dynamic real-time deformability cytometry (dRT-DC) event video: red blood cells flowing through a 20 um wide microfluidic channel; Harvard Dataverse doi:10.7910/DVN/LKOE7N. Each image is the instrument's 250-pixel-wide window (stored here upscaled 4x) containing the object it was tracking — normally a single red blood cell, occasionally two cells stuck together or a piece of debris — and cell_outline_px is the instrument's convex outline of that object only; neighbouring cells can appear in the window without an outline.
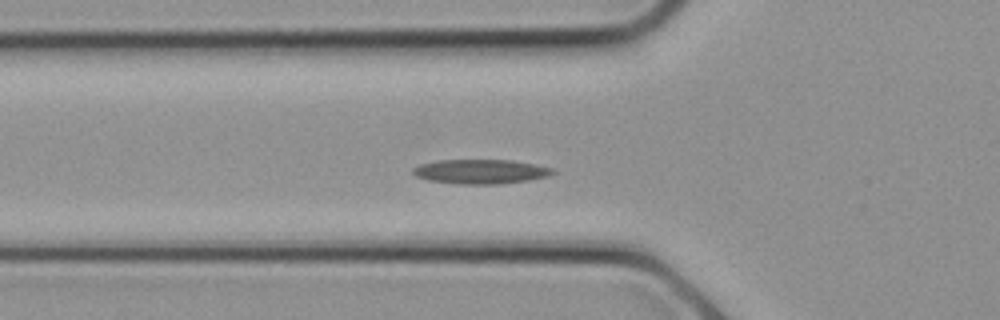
{"species": "common noctule bat (a hibernating species)", "species_latin": "Nyctalus noctula", "temperature_condition": "cold", "stored_images_in_passage": 9, "camera_frame_rate_fps": 3000, "um_per_image_px": 0.085, "animal": {"sex": "female", "body_mass_g": 21.9}, "frame": {"image": 1, "passage_image": 7, "time_ms": 2.0, "image_size_px": [1000, 320], "cell_outline_px": [[556, 172], [548, 176], [528, 180], [496, 184], [460, 184], [428, 180], [416, 176], [412, 172], [412, 168], [420, 164], [440, 160], [512, 160], [536, 164], [552, 168]], "centroid_in_image_um": [40.86, 14.58], "position_along_channel_um": 84.9, "area_um2": 19.83}}
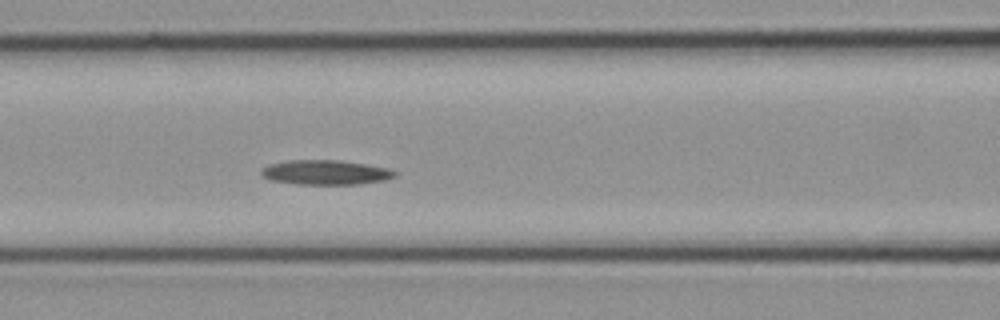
{"frame": {"image": 2, "passage_image": 9, "time_ms": 2.667, "image_size_px": [1000, 320], "cell_outline_px": [[396, 176], [384, 180], [356, 184], [296, 184], [272, 180], [260, 176], [260, 172], [268, 164], [288, 160], [340, 160], [368, 164], [392, 168], [396, 172]], "centroid_in_image_um": [27.69, 14.64], "position_along_channel_um": 138.9, "area_um2": 19.31}}